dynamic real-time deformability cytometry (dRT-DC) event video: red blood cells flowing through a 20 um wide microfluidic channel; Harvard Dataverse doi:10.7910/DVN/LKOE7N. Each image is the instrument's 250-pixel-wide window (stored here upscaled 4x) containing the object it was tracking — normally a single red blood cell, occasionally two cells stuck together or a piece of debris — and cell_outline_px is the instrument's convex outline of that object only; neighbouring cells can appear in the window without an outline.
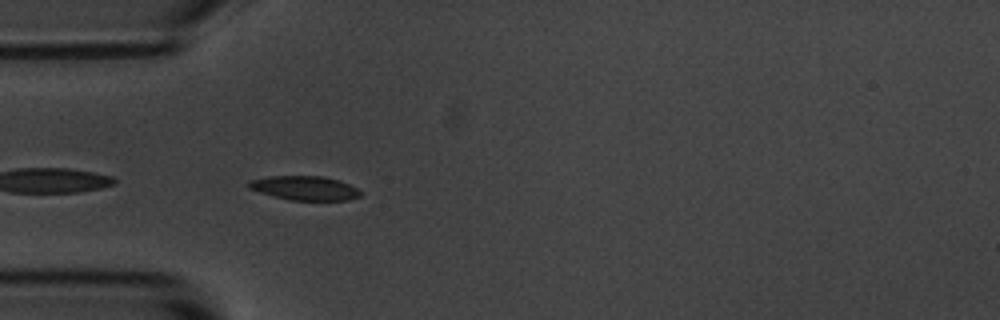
{"species": "common noctule bat (a hibernating species)", "species_latin": "Nyctalus noctula", "temperature_condition": "room temperature", "stored_images_in_passage": 4, "camera_frame_rate_fps": 3000, "um_per_image_px": 0.085, "animal": {"sex": "male", "body_mass_g": 20.1, "forearm_length_mm": 53.5}, "frame": {"image": 1, "passage_image": 4, "time_ms": 3.333, "image_size_px": [1000, 320], "cell_outline_px": [[360, 196], [348, 200], [292, 200], [272, 196], [248, 188], [248, 184], [252, 180], [268, 176], [324, 176], [340, 180], [356, 188], [360, 192]], "centroid_in_image_um": [25.9, 15.98], "position_along_channel_um": 59.1, "area_um2": 15.61}}